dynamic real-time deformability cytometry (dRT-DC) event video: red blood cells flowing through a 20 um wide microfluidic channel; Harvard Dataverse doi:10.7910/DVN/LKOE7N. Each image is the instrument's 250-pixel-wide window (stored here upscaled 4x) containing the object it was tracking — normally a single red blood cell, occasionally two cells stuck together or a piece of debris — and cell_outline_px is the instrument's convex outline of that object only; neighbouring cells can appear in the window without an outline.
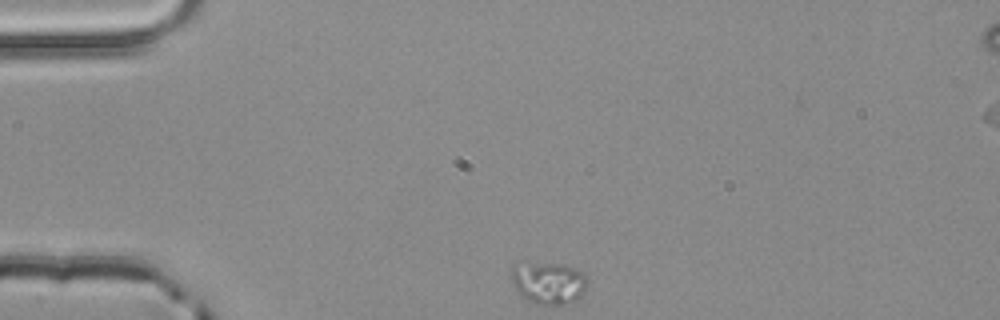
{"species": "common noctule bat (a hibernating species)", "species_latin": "Nyctalus noctula", "temperature_condition": "room temperature", "stored_images_in_passage": 3, "camera_frame_rate_fps": 3000, "um_per_image_px": 0.085, "animal": {"sex": "male", "body_mass_g": 20.4}, "frame": {"image": 1, "passage_image": 1, "time_ms": 0.0, "image_size_px": [1000, 320], "cell_outline_px": [[588, 284], [584, 296], [580, 300], [560, 304], [536, 304], [528, 300], [516, 292], [512, 284], [512, 264], [516, 260], [524, 260], [564, 264], [580, 272], [588, 280]], "centroid_in_image_um": [46.58, 24.0], "position_along_channel_um": 38.4, "area_um2": 19.54}}